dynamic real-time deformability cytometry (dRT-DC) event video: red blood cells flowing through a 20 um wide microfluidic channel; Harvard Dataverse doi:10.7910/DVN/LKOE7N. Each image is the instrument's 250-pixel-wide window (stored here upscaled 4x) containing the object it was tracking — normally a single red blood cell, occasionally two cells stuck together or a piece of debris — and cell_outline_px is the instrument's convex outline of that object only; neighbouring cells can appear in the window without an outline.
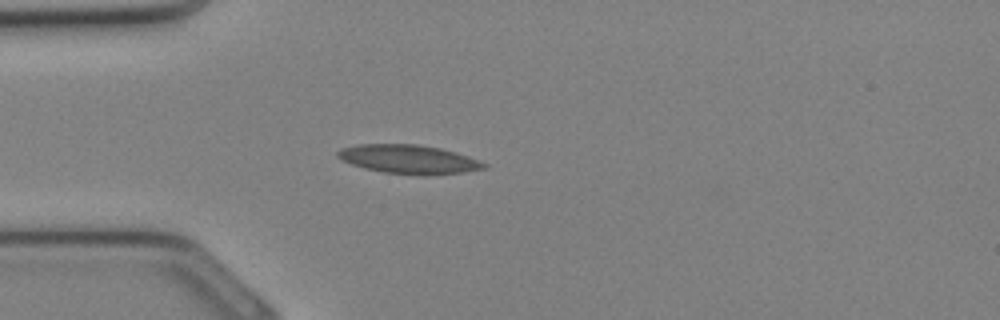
{"species": "Egyptian fruit bat (a non-hibernating species)", "species_latin": "Rousettus aegyptiacus", "temperature_condition": "cold", "stored_images_in_passage": 4, "camera_frame_rate_fps": 3000, "um_per_image_px": 0.085, "animal": {"sex": "female"}, "frame": {"image": 1, "passage_image": 1, "time_ms": 0.0, "image_size_px": [1000, 320], "cell_outline_px": [[488, 168], [464, 172], [424, 176], [384, 172], [364, 168], [352, 164], [336, 156], [336, 152], [340, 148], [356, 144], [416, 144], [440, 148], [456, 152], [468, 156], [488, 164]], "centroid_in_image_um": [34.76, 13.54], "position_along_channel_um": 50.2, "area_um2": 24.74}}
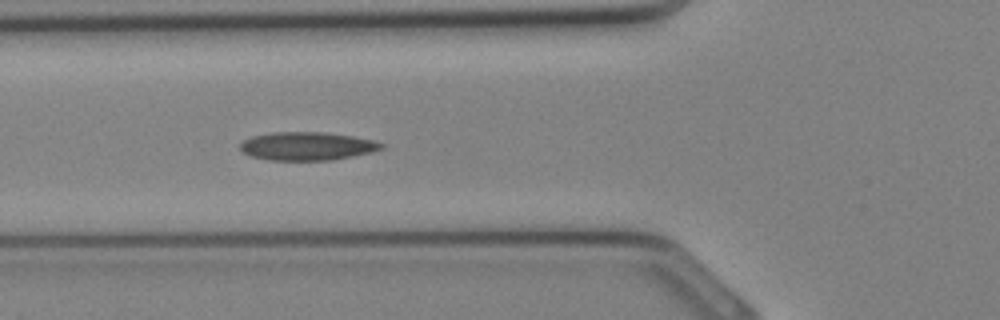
{"frame": {"image": 2, "passage_image": 4, "time_ms": 1.0, "image_size_px": [1000, 320], "cell_outline_px": [[384, 148], [372, 152], [332, 160], [268, 160], [252, 156], [244, 152], [240, 148], [240, 144], [244, 140], [252, 136], [272, 132], [324, 132], [352, 136], [372, 140], [384, 144]], "centroid_in_image_um": [26.11, 12.42], "position_along_channel_um": 99.7, "area_um2": 23.18}}